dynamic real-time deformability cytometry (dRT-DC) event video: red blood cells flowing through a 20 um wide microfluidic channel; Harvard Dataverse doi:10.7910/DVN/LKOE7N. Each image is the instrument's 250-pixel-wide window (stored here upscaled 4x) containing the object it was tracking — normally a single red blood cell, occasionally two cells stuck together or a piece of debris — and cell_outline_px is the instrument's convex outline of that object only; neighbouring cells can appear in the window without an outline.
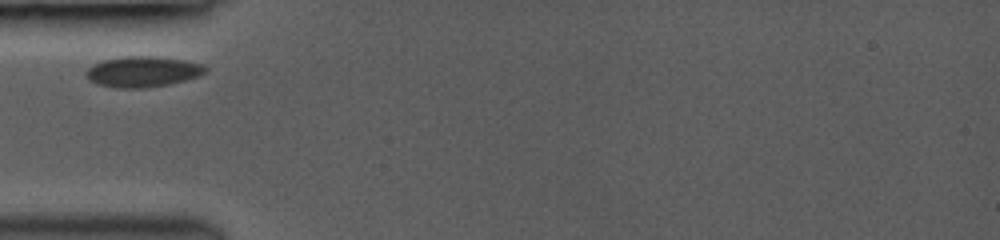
{"species": "common noctule bat (a hibernating species)", "species_latin": "Nyctalus noctula", "temperature_condition": "room temperature", "stored_images_in_passage": 24, "camera_frame_rate_fps": 3000, "um_per_image_px": 0.085, "animal": {"sex": "female", "body_mass_g": 19.0, "forearm_length_mm": 53.3}, "frame": {"image": 1, "passage_image": 1, "time_ms": 0.0, "image_size_px": [1000, 240], "cell_outline_px": [[208, 68], [200, 76], [168, 84], [144, 88], [116, 88], [96, 84], [88, 80], [84, 72], [92, 64], [100, 60], [124, 56], [152, 56], [184, 60], [204, 64]], "centroid_in_image_um": [12.08, 6.09], "position_along_channel_um": 72.9, "area_um2": 21.56}}
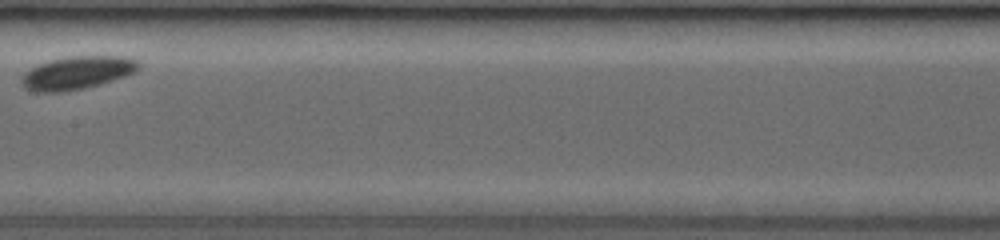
{"frame": {"image": 2, "passage_image": 10, "time_ms": 3.333, "image_size_px": [1000, 240], "cell_outline_px": [[140, 68], [136, 72], [100, 84], [84, 88], [64, 92], [36, 92], [24, 88], [20, 80], [24, 72], [40, 64], [52, 60], [68, 56], [124, 56], [140, 60]], "centroid_in_image_um": [6.58, 6.19], "position_along_channel_um": 200.8, "area_um2": 22.6}}
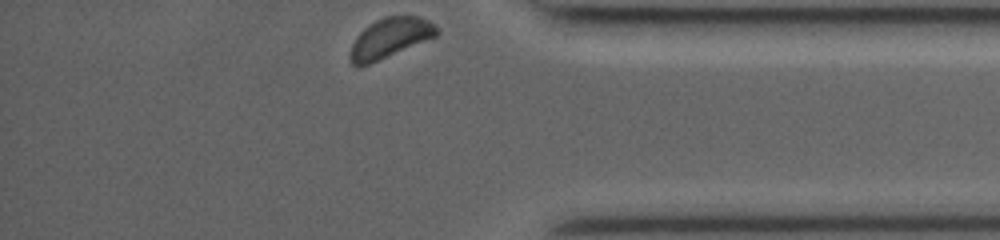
{"frame": {"image": 3, "passage_image": 24, "time_ms": 8.667, "image_size_px": [1000, 240], "cell_outline_px": [[440, 32], [436, 36], [368, 64], [356, 68], [348, 60], [348, 56], [352, 44], [356, 36], [364, 28], [376, 20], [384, 16], [420, 16], [428, 20], [440, 28]], "centroid_in_image_um": [33.12, 3.22], "position_along_channel_um": 402.1, "area_um2": 20.11}}